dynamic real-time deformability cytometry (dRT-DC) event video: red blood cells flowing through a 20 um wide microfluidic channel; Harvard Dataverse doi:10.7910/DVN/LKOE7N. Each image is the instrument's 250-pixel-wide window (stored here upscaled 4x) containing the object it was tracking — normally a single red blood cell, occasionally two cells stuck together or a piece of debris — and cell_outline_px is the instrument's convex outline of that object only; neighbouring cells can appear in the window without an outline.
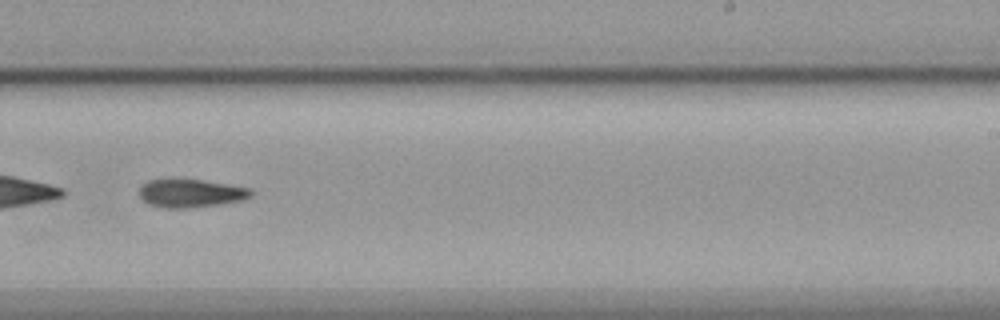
{"species": "common noctule bat (a hibernating species)", "species_latin": "Nyctalus noctula", "temperature_condition": "cold", "stored_images_in_passage": 55, "segment_of_instrument_passage": [2, 2], "camera_frame_rate_fps": 3000, "um_per_image_px": 0.085, "animal": {"sex": "female", "body_mass_g": 19.9}, "frame": {"image": 1, "passage_image": 35, "time_ms": 11.333, "image_size_px": [1000, 320], "cell_outline_px": [[252, 196], [244, 200], [220, 204], [184, 208], [168, 208], [148, 204], [140, 196], [140, 184], [148, 180], [200, 180], [228, 184], [248, 188], [252, 192]], "centroid_in_image_um": [16.21, 16.43], "position_along_channel_um": 272.8, "area_um2": 18.09}}
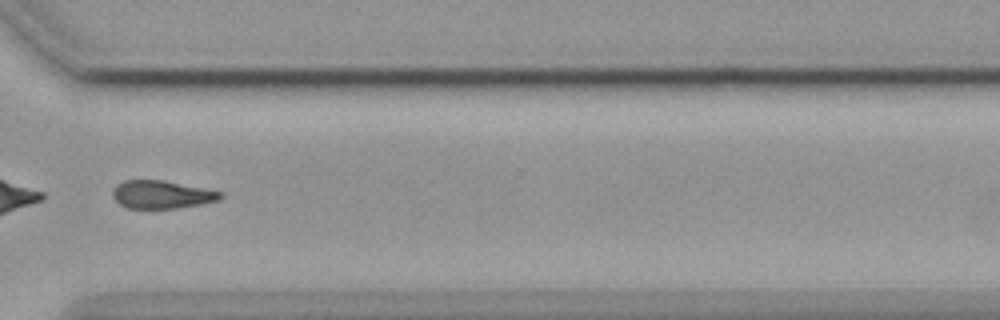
{"frame": {"image": 2, "passage_image": 42, "time_ms": 13.667, "image_size_px": [1000, 320], "cell_outline_px": [[224, 196], [220, 200], [200, 204], [176, 208], [124, 208], [112, 196], [112, 192], [116, 184], [124, 180], [164, 180], [224, 192]], "centroid_in_image_um": [13.75, 16.53], "position_along_channel_um": 356.8, "area_um2": 17.69}}